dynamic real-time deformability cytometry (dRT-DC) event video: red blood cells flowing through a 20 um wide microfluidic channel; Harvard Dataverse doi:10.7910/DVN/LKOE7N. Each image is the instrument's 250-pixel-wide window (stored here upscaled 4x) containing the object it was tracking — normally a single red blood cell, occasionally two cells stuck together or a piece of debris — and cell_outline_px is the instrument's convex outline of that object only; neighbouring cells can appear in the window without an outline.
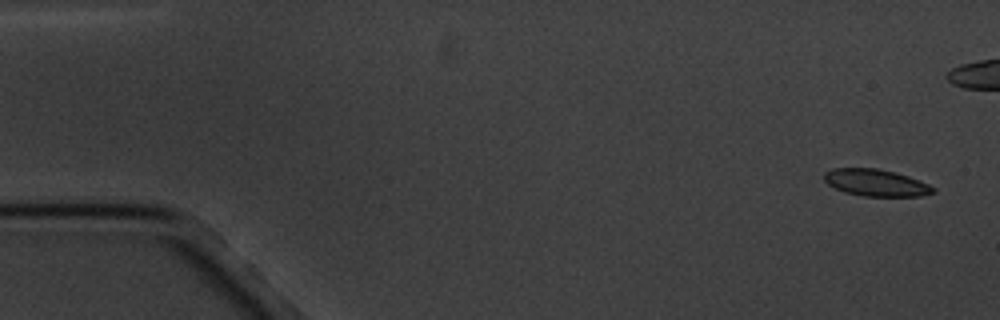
{"species": "common noctule bat (a hibernating species)", "species_latin": "Nyctalus noctula", "temperature_condition": "cold", "stored_images_in_passage": 6, "camera_frame_rate_fps": 3000, "um_per_image_px": 0.085, "animal": {"sex": "male", "body_mass_g": 20.1, "forearm_length_mm": 53.5}, "frame": {"image": 1, "passage_image": 1, "time_ms": 0.0, "image_size_px": [1000, 320], "cell_outline_px": [[936, 192], [920, 196], [864, 196], [844, 192], [828, 184], [824, 180], [824, 172], [832, 168], [880, 168], [896, 172], [908, 176], [928, 184], [936, 188]], "centroid_in_image_um": [74.46, 15.52], "position_along_channel_um": 10.5, "area_um2": 17.17}}
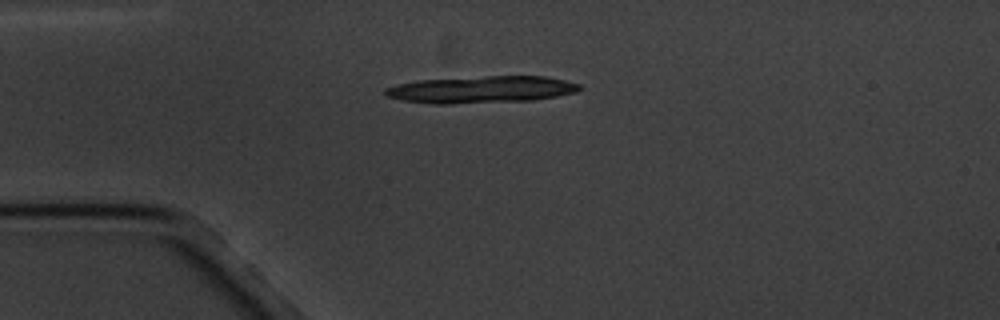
{"frame": {"image": 2, "passage_image": 6, "time_ms": 6.0, "image_size_px": [1000, 320], "cell_outline_px": [[580, 88], [576, 92], [556, 96], [532, 100], [452, 104], [432, 104], [404, 100], [384, 96], [384, 88], [396, 84], [416, 80], [484, 76], [544, 76], [564, 80], [580, 84]], "centroid_in_image_um": [40.85, 7.61], "position_along_channel_um": 44.2, "area_um2": 30.63}}